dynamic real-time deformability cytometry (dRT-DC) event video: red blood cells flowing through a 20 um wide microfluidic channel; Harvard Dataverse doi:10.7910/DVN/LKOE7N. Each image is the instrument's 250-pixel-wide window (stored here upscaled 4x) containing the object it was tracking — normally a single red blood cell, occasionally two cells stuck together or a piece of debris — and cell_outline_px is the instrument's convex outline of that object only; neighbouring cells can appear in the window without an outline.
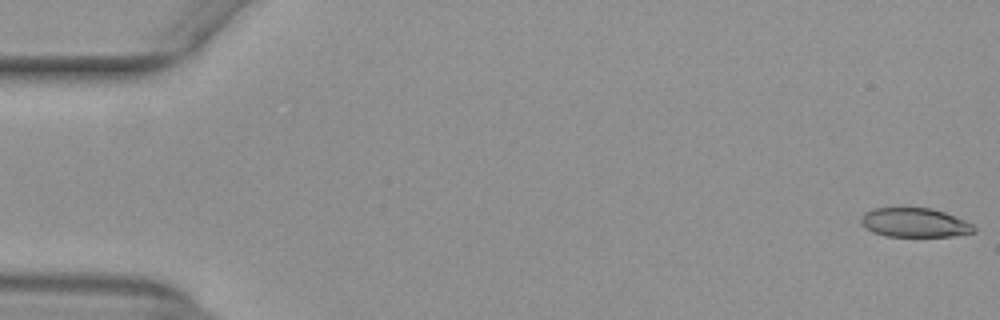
{"species": "common noctule bat (a hibernating species)", "species_latin": "Nyctalus noctula", "temperature_condition": "warm", "stored_images_in_passage": 12, "camera_frame_rate_fps": 3000, "um_per_image_px": 0.085, "animal": {"sex": "female", "body_mass_g": 29.2, "forearm_length_mm": 56.3}, "frame": {"image": 1, "passage_image": 1, "time_ms": 0.0, "image_size_px": [1000, 320], "cell_outline_px": [[976, 232], [952, 236], [884, 236], [872, 232], [864, 228], [860, 224], [860, 216], [864, 212], [872, 208], [900, 204], [932, 208], [956, 216], [972, 224], [976, 228]], "centroid_in_image_um": [77.65, 18.86], "position_along_channel_um": 7.3, "area_um2": 20.29}}